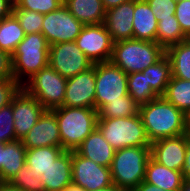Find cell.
Masks as SVG:
<instances>
[{
	"label": "cell",
	"mask_w": 190,
	"mask_h": 191,
	"mask_svg": "<svg viewBox=\"0 0 190 191\" xmlns=\"http://www.w3.org/2000/svg\"><path fill=\"white\" fill-rule=\"evenodd\" d=\"M95 64L86 71L68 78L65 89V107L95 109Z\"/></svg>",
	"instance_id": "obj_13"
},
{
	"label": "cell",
	"mask_w": 190,
	"mask_h": 191,
	"mask_svg": "<svg viewBox=\"0 0 190 191\" xmlns=\"http://www.w3.org/2000/svg\"><path fill=\"white\" fill-rule=\"evenodd\" d=\"M74 42L94 64L111 59L114 42L104 23L84 25Z\"/></svg>",
	"instance_id": "obj_11"
},
{
	"label": "cell",
	"mask_w": 190,
	"mask_h": 191,
	"mask_svg": "<svg viewBox=\"0 0 190 191\" xmlns=\"http://www.w3.org/2000/svg\"><path fill=\"white\" fill-rule=\"evenodd\" d=\"M187 140L188 137L185 134L156 140L150 145V155L155 161L167 168L182 171Z\"/></svg>",
	"instance_id": "obj_15"
},
{
	"label": "cell",
	"mask_w": 190,
	"mask_h": 191,
	"mask_svg": "<svg viewBox=\"0 0 190 191\" xmlns=\"http://www.w3.org/2000/svg\"><path fill=\"white\" fill-rule=\"evenodd\" d=\"M13 14L18 19L25 35L32 33H41L44 15L36 11H30L18 8L13 5Z\"/></svg>",
	"instance_id": "obj_32"
},
{
	"label": "cell",
	"mask_w": 190,
	"mask_h": 191,
	"mask_svg": "<svg viewBox=\"0 0 190 191\" xmlns=\"http://www.w3.org/2000/svg\"><path fill=\"white\" fill-rule=\"evenodd\" d=\"M97 128L115 150L151 145L139 113L126 118L97 119Z\"/></svg>",
	"instance_id": "obj_6"
},
{
	"label": "cell",
	"mask_w": 190,
	"mask_h": 191,
	"mask_svg": "<svg viewBox=\"0 0 190 191\" xmlns=\"http://www.w3.org/2000/svg\"><path fill=\"white\" fill-rule=\"evenodd\" d=\"M128 1H131V0H102V4L104 9L108 10Z\"/></svg>",
	"instance_id": "obj_43"
},
{
	"label": "cell",
	"mask_w": 190,
	"mask_h": 191,
	"mask_svg": "<svg viewBox=\"0 0 190 191\" xmlns=\"http://www.w3.org/2000/svg\"><path fill=\"white\" fill-rule=\"evenodd\" d=\"M93 64L75 42L49 46V65L66 79L88 70Z\"/></svg>",
	"instance_id": "obj_10"
},
{
	"label": "cell",
	"mask_w": 190,
	"mask_h": 191,
	"mask_svg": "<svg viewBox=\"0 0 190 191\" xmlns=\"http://www.w3.org/2000/svg\"><path fill=\"white\" fill-rule=\"evenodd\" d=\"M184 134L190 138V110L185 113V129Z\"/></svg>",
	"instance_id": "obj_45"
},
{
	"label": "cell",
	"mask_w": 190,
	"mask_h": 191,
	"mask_svg": "<svg viewBox=\"0 0 190 191\" xmlns=\"http://www.w3.org/2000/svg\"><path fill=\"white\" fill-rule=\"evenodd\" d=\"M49 46L42 33L25 35L24 39L17 45L11 55L12 69L14 79L21 86L25 83L26 77L27 80L30 79L49 65Z\"/></svg>",
	"instance_id": "obj_5"
},
{
	"label": "cell",
	"mask_w": 190,
	"mask_h": 191,
	"mask_svg": "<svg viewBox=\"0 0 190 191\" xmlns=\"http://www.w3.org/2000/svg\"><path fill=\"white\" fill-rule=\"evenodd\" d=\"M26 150L22 140L4 143L0 157V182H10L25 165Z\"/></svg>",
	"instance_id": "obj_21"
},
{
	"label": "cell",
	"mask_w": 190,
	"mask_h": 191,
	"mask_svg": "<svg viewBox=\"0 0 190 191\" xmlns=\"http://www.w3.org/2000/svg\"><path fill=\"white\" fill-rule=\"evenodd\" d=\"M25 33L18 19L12 13L0 20V49L12 55L17 45L24 39Z\"/></svg>",
	"instance_id": "obj_27"
},
{
	"label": "cell",
	"mask_w": 190,
	"mask_h": 191,
	"mask_svg": "<svg viewBox=\"0 0 190 191\" xmlns=\"http://www.w3.org/2000/svg\"><path fill=\"white\" fill-rule=\"evenodd\" d=\"M166 51L157 43L145 40L115 42L110 62L126 74L142 72L159 61Z\"/></svg>",
	"instance_id": "obj_3"
},
{
	"label": "cell",
	"mask_w": 190,
	"mask_h": 191,
	"mask_svg": "<svg viewBox=\"0 0 190 191\" xmlns=\"http://www.w3.org/2000/svg\"><path fill=\"white\" fill-rule=\"evenodd\" d=\"M184 181L182 171L169 169L150 156L146 166L144 182L166 191H180Z\"/></svg>",
	"instance_id": "obj_20"
},
{
	"label": "cell",
	"mask_w": 190,
	"mask_h": 191,
	"mask_svg": "<svg viewBox=\"0 0 190 191\" xmlns=\"http://www.w3.org/2000/svg\"><path fill=\"white\" fill-rule=\"evenodd\" d=\"M59 126L61 147L75 151L97 127V110L94 108L65 107L52 109Z\"/></svg>",
	"instance_id": "obj_2"
},
{
	"label": "cell",
	"mask_w": 190,
	"mask_h": 191,
	"mask_svg": "<svg viewBox=\"0 0 190 191\" xmlns=\"http://www.w3.org/2000/svg\"><path fill=\"white\" fill-rule=\"evenodd\" d=\"M175 16L183 33L190 37V0L177 2Z\"/></svg>",
	"instance_id": "obj_38"
},
{
	"label": "cell",
	"mask_w": 190,
	"mask_h": 191,
	"mask_svg": "<svg viewBox=\"0 0 190 191\" xmlns=\"http://www.w3.org/2000/svg\"><path fill=\"white\" fill-rule=\"evenodd\" d=\"M72 182L86 191L112 186L111 169L72 151Z\"/></svg>",
	"instance_id": "obj_12"
},
{
	"label": "cell",
	"mask_w": 190,
	"mask_h": 191,
	"mask_svg": "<svg viewBox=\"0 0 190 191\" xmlns=\"http://www.w3.org/2000/svg\"><path fill=\"white\" fill-rule=\"evenodd\" d=\"M95 191H123L122 189L117 188L114 184L112 186L106 187L104 189H99Z\"/></svg>",
	"instance_id": "obj_47"
},
{
	"label": "cell",
	"mask_w": 190,
	"mask_h": 191,
	"mask_svg": "<svg viewBox=\"0 0 190 191\" xmlns=\"http://www.w3.org/2000/svg\"><path fill=\"white\" fill-rule=\"evenodd\" d=\"M14 0H0V20L13 13Z\"/></svg>",
	"instance_id": "obj_40"
},
{
	"label": "cell",
	"mask_w": 190,
	"mask_h": 191,
	"mask_svg": "<svg viewBox=\"0 0 190 191\" xmlns=\"http://www.w3.org/2000/svg\"><path fill=\"white\" fill-rule=\"evenodd\" d=\"M184 180L190 182V138L187 140V148L185 152V163L182 169Z\"/></svg>",
	"instance_id": "obj_41"
},
{
	"label": "cell",
	"mask_w": 190,
	"mask_h": 191,
	"mask_svg": "<svg viewBox=\"0 0 190 191\" xmlns=\"http://www.w3.org/2000/svg\"><path fill=\"white\" fill-rule=\"evenodd\" d=\"M75 151L96 164L110 168L116 150L104 139L101 131L96 127Z\"/></svg>",
	"instance_id": "obj_19"
},
{
	"label": "cell",
	"mask_w": 190,
	"mask_h": 191,
	"mask_svg": "<svg viewBox=\"0 0 190 191\" xmlns=\"http://www.w3.org/2000/svg\"><path fill=\"white\" fill-rule=\"evenodd\" d=\"M0 191H23V190L16 188L9 182H0Z\"/></svg>",
	"instance_id": "obj_44"
},
{
	"label": "cell",
	"mask_w": 190,
	"mask_h": 191,
	"mask_svg": "<svg viewBox=\"0 0 190 191\" xmlns=\"http://www.w3.org/2000/svg\"><path fill=\"white\" fill-rule=\"evenodd\" d=\"M162 97L186 113L190 110V81L171 76Z\"/></svg>",
	"instance_id": "obj_28"
},
{
	"label": "cell",
	"mask_w": 190,
	"mask_h": 191,
	"mask_svg": "<svg viewBox=\"0 0 190 191\" xmlns=\"http://www.w3.org/2000/svg\"><path fill=\"white\" fill-rule=\"evenodd\" d=\"M166 55L171 62L172 77L190 81V39L169 47Z\"/></svg>",
	"instance_id": "obj_25"
},
{
	"label": "cell",
	"mask_w": 190,
	"mask_h": 191,
	"mask_svg": "<svg viewBox=\"0 0 190 191\" xmlns=\"http://www.w3.org/2000/svg\"><path fill=\"white\" fill-rule=\"evenodd\" d=\"M188 37L180 28L176 16L158 21L157 43L166 51L169 47L185 41Z\"/></svg>",
	"instance_id": "obj_29"
},
{
	"label": "cell",
	"mask_w": 190,
	"mask_h": 191,
	"mask_svg": "<svg viewBox=\"0 0 190 191\" xmlns=\"http://www.w3.org/2000/svg\"><path fill=\"white\" fill-rule=\"evenodd\" d=\"M158 20L145 0H135L133 39L157 42Z\"/></svg>",
	"instance_id": "obj_22"
},
{
	"label": "cell",
	"mask_w": 190,
	"mask_h": 191,
	"mask_svg": "<svg viewBox=\"0 0 190 191\" xmlns=\"http://www.w3.org/2000/svg\"><path fill=\"white\" fill-rule=\"evenodd\" d=\"M128 94L140 106L150 102L159 96L152 90L142 72L128 74L127 77Z\"/></svg>",
	"instance_id": "obj_31"
},
{
	"label": "cell",
	"mask_w": 190,
	"mask_h": 191,
	"mask_svg": "<svg viewBox=\"0 0 190 191\" xmlns=\"http://www.w3.org/2000/svg\"><path fill=\"white\" fill-rule=\"evenodd\" d=\"M142 73L146 76V80L150 84L152 90L158 96H162L172 76L169 57L165 54L154 65L144 69Z\"/></svg>",
	"instance_id": "obj_26"
},
{
	"label": "cell",
	"mask_w": 190,
	"mask_h": 191,
	"mask_svg": "<svg viewBox=\"0 0 190 191\" xmlns=\"http://www.w3.org/2000/svg\"><path fill=\"white\" fill-rule=\"evenodd\" d=\"M132 191H166L153 184L142 181L136 188Z\"/></svg>",
	"instance_id": "obj_42"
},
{
	"label": "cell",
	"mask_w": 190,
	"mask_h": 191,
	"mask_svg": "<svg viewBox=\"0 0 190 191\" xmlns=\"http://www.w3.org/2000/svg\"><path fill=\"white\" fill-rule=\"evenodd\" d=\"M26 149L61 147L59 126L52 110H45L22 140Z\"/></svg>",
	"instance_id": "obj_16"
},
{
	"label": "cell",
	"mask_w": 190,
	"mask_h": 191,
	"mask_svg": "<svg viewBox=\"0 0 190 191\" xmlns=\"http://www.w3.org/2000/svg\"><path fill=\"white\" fill-rule=\"evenodd\" d=\"M14 4L18 8L36 11L45 15L57 10L64 4V0H14Z\"/></svg>",
	"instance_id": "obj_35"
},
{
	"label": "cell",
	"mask_w": 190,
	"mask_h": 191,
	"mask_svg": "<svg viewBox=\"0 0 190 191\" xmlns=\"http://www.w3.org/2000/svg\"><path fill=\"white\" fill-rule=\"evenodd\" d=\"M83 26L63 4L57 10L44 15L41 33L49 45L74 42Z\"/></svg>",
	"instance_id": "obj_9"
},
{
	"label": "cell",
	"mask_w": 190,
	"mask_h": 191,
	"mask_svg": "<svg viewBox=\"0 0 190 191\" xmlns=\"http://www.w3.org/2000/svg\"><path fill=\"white\" fill-rule=\"evenodd\" d=\"M66 83L67 79L48 65L26 80L22 89L39 101L46 110H52L63 106Z\"/></svg>",
	"instance_id": "obj_7"
},
{
	"label": "cell",
	"mask_w": 190,
	"mask_h": 191,
	"mask_svg": "<svg viewBox=\"0 0 190 191\" xmlns=\"http://www.w3.org/2000/svg\"><path fill=\"white\" fill-rule=\"evenodd\" d=\"M150 156V146L116 150L110 167L113 184L123 191L136 188L144 181Z\"/></svg>",
	"instance_id": "obj_4"
},
{
	"label": "cell",
	"mask_w": 190,
	"mask_h": 191,
	"mask_svg": "<svg viewBox=\"0 0 190 191\" xmlns=\"http://www.w3.org/2000/svg\"><path fill=\"white\" fill-rule=\"evenodd\" d=\"M14 79L12 56L0 49V80Z\"/></svg>",
	"instance_id": "obj_39"
},
{
	"label": "cell",
	"mask_w": 190,
	"mask_h": 191,
	"mask_svg": "<svg viewBox=\"0 0 190 191\" xmlns=\"http://www.w3.org/2000/svg\"><path fill=\"white\" fill-rule=\"evenodd\" d=\"M180 191H190V182L184 181L183 186Z\"/></svg>",
	"instance_id": "obj_48"
},
{
	"label": "cell",
	"mask_w": 190,
	"mask_h": 191,
	"mask_svg": "<svg viewBox=\"0 0 190 191\" xmlns=\"http://www.w3.org/2000/svg\"><path fill=\"white\" fill-rule=\"evenodd\" d=\"M46 109L23 89L12 99L16 140H23Z\"/></svg>",
	"instance_id": "obj_14"
},
{
	"label": "cell",
	"mask_w": 190,
	"mask_h": 191,
	"mask_svg": "<svg viewBox=\"0 0 190 191\" xmlns=\"http://www.w3.org/2000/svg\"><path fill=\"white\" fill-rule=\"evenodd\" d=\"M135 0L106 10L104 25L113 42L133 39Z\"/></svg>",
	"instance_id": "obj_17"
},
{
	"label": "cell",
	"mask_w": 190,
	"mask_h": 191,
	"mask_svg": "<svg viewBox=\"0 0 190 191\" xmlns=\"http://www.w3.org/2000/svg\"><path fill=\"white\" fill-rule=\"evenodd\" d=\"M4 144L0 143V157H1V150Z\"/></svg>",
	"instance_id": "obj_49"
},
{
	"label": "cell",
	"mask_w": 190,
	"mask_h": 191,
	"mask_svg": "<svg viewBox=\"0 0 190 191\" xmlns=\"http://www.w3.org/2000/svg\"><path fill=\"white\" fill-rule=\"evenodd\" d=\"M12 102L0 108V143L15 141Z\"/></svg>",
	"instance_id": "obj_34"
},
{
	"label": "cell",
	"mask_w": 190,
	"mask_h": 191,
	"mask_svg": "<svg viewBox=\"0 0 190 191\" xmlns=\"http://www.w3.org/2000/svg\"><path fill=\"white\" fill-rule=\"evenodd\" d=\"M69 12L83 25L104 23L106 10L102 0H64Z\"/></svg>",
	"instance_id": "obj_23"
},
{
	"label": "cell",
	"mask_w": 190,
	"mask_h": 191,
	"mask_svg": "<svg viewBox=\"0 0 190 191\" xmlns=\"http://www.w3.org/2000/svg\"><path fill=\"white\" fill-rule=\"evenodd\" d=\"M40 180L46 191H62L72 183V151H63L43 172Z\"/></svg>",
	"instance_id": "obj_18"
},
{
	"label": "cell",
	"mask_w": 190,
	"mask_h": 191,
	"mask_svg": "<svg viewBox=\"0 0 190 191\" xmlns=\"http://www.w3.org/2000/svg\"><path fill=\"white\" fill-rule=\"evenodd\" d=\"M138 113L150 143L184 134L185 113L162 96L140 105Z\"/></svg>",
	"instance_id": "obj_1"
},
{
	"label": "cell",
	"mask_w": 190,
	"mask_h": 191,
	"mask_svg": "<svg viewBox=\"0 0 190 191\" xmlns=\"http://www.w3.org/2000/svg\"><path fill=\"white\" fill-rule=\"evenodd\" d=\"M21 89L15 79L0 80V108L10 104Z\"/></svg>",
	"instance_id": "obj_37"
},
{
	"label": "cell",
	"mask_w": 190,
	"mask_h": 191,
	"mask_svg": "<svg viewBox=\"0 0 190 191\" xmlns=\"http://www.w3.org/2000/svg\"><path fill=\"white\" fill-rule=\"evenodd\" d=\"M158 21L162 18H173L177 2L174 0H145Z\"/></svg>",
	"instance_id": "obj_36"
},
{
	"label": "cell",
	"mask_w": 190,
	"mask_h": 191,
	"mask_svg": "<svg viewBox=\"0 0 190 191\" xmlns=\"http://www.w3.org/2000/svg\"><path fill=\"white\" fill-rule=\"evenodd\" d=\"M127 77L122 69L109 62L95 63V109L108 101L121 100L128 95Z\"/></svg>",
	"instance_id": "obj_8"
},
{
	"label": "cell",
	"mask_w": 190,
	"mask_h": 191,
	"mask_svg": "<svg viewBox=\"0 0 190 191\" xmlns=\"http://www.w3.org/2000/svg\"><path fill=\"white\" fill-rule=\"evenodd\" d=\"M139 105L134 99L128 94L125 95L121 100L108 101L107 104L103 105L98 111V119L102 118H117V117H130L138 114Z\"/></svg>",
	"instance_id": "obj_30"
},
{
	"label": "cell",
	"mask_w": 190,
	"mask_h": 191,
	"mask_svg": "<svg viewBox=\"0 0 190 191\" xmlns=\"http://www.w3.org/2000/svg\"><path fill=\"white\" fill-rule=\"evenodd\" d=\"M62 191H86L79 185L74 184L73 182L67 185Z\"/></svg>",
	"instance_id": "obj_46"
},
{
	"label": "cell",
	"mask_w": 190,
	"mask_h": 191,
	"mask_svg": "<svg viewBox=\"0 0 190 191\" xmlns=\"http://www.w3.org/2000/svg\"><path fill=\"white\" fill-rule=\"evenodd\" d=\"M9 183L23 191H46L40 177H37L26 164L18 170Z\"/></svg>",
	"instance_id": "obj_33"
},
{
	"label": "cell",
	"mask_w": 190,
	"mask_h": 191,
	"mask_svg": "<svg viewBox=\"0 0 190 191\" xmlns=\"http://www.w3.org/2000/svg\"><path fill=\"white\" fill-rule=\"evenodd\" d=\"M63 151L62 147L54 146L27 149L25 164L40 177Z\"/></svg>",
	"instance_id": "obj_24"
}]
</instances>
